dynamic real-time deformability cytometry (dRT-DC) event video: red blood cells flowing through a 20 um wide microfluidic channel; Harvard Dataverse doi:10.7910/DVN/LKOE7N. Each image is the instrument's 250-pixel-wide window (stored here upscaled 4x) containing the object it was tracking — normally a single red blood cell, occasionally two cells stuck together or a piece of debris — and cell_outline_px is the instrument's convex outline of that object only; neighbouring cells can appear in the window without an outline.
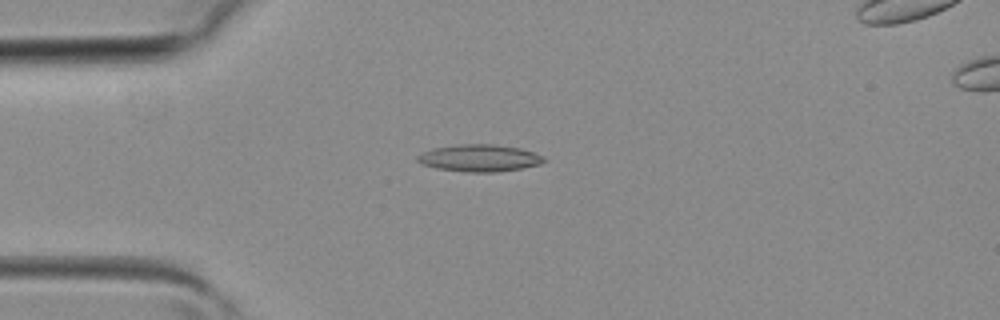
{"species": "common noctule bat (a hibernating species)", "species_latin": "Nyctalus noctula", "temperature_condition": "room temperature", "stored_images_in_passage": 3, "camera_frame_rate_fps": 3000, "um_per_image_px": 0.085, "animal": {"sex": "female", "body_mass_g": 19.3, "forearm_length_mm": 54.1}, "frame": {"image": 1, "passage_image": 2, "time_ms": 0.333, "image_size_px": [1000, 320], "cell_outline_px": [[544, 160], [540, 164], [524, 168], [496, 172], [468, 172], [436, 168], [420, 164], [416, 160], [416, 156], [432, 148], [460, 144], [496, 144], [520, 148], [544, 156]], "centroid_in_image_um": [40.73, 13.43], "position_along_channel_um": 44.3, "area_um2": 20.0}}